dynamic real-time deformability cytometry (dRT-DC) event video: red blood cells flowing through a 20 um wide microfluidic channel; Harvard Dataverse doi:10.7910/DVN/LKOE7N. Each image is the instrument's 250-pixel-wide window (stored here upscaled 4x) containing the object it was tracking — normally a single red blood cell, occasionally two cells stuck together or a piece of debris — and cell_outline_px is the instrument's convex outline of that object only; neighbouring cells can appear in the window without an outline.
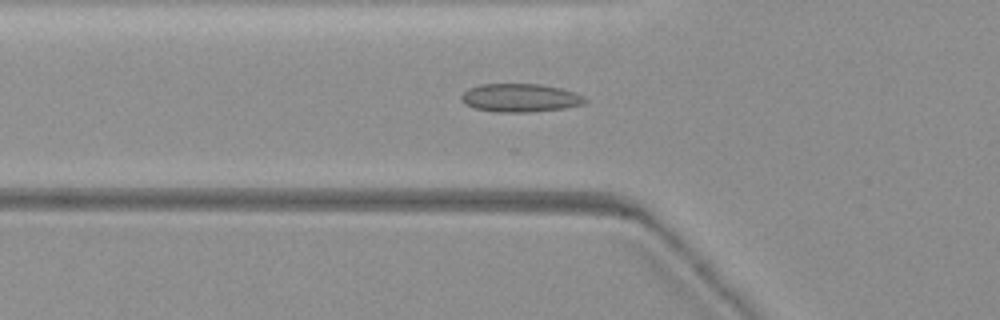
{"species": "common noctule bat (a hibernating species)", "species_latin": "Nyctalus noctula", "temperature_condition": "warm", "stored_images_in_passage": 28, "camera_frame_rate_fps": 3000, "um_per_image_px": 0.085, "animal": {"sex": "female", "body_mass_g": 19.3, "forearm_length_mm": 54.1}, "frame": {"image": 1, "passage_image": 14, "time_ms": 4.333, "image_size_px": [1000, 320], "cell_outline_px": [[588, 100], [584, 104], [564, 108], [532, 112], [496, 112], [472, 108], [464, 104], [460, 100], [460, 96], [468, 88], [480, 84], [540, 84], [560, 88], [576, 92], [584, 96]], "centroid_in_image_um": [44.2, 8.32], "position_along_channel_um": 81.6, "area_um2": 20.69}}
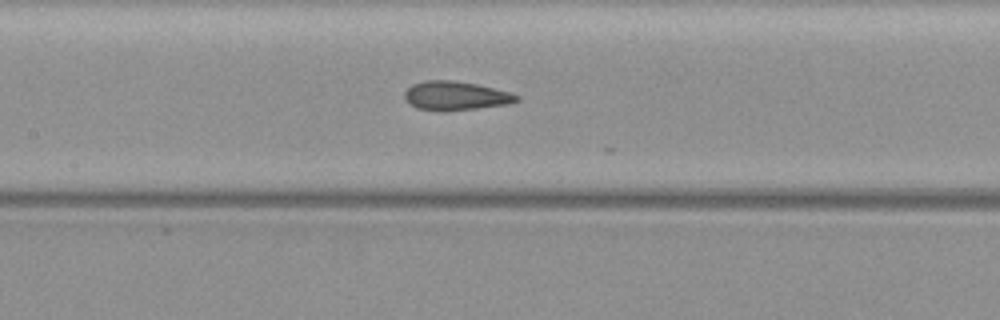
{"frame": {"image": 2, "passage_image": 23, "time_ms": 7.333, "image_size_px": [1000, 320], "cell_outline_px": [[520, 100], [508, 104], [480, 108], [444, 112], [436, 112], [416, 108], [408, 104], [404, 96], [404, 92], [412, 84], [424, 80], [452, 80], [476, 84], [508, 92], [520, 96]], "centroid_in_image_um": [38.68, 8.16], "position_along_channel_um": 168.7, "area_um2": 19.19}}
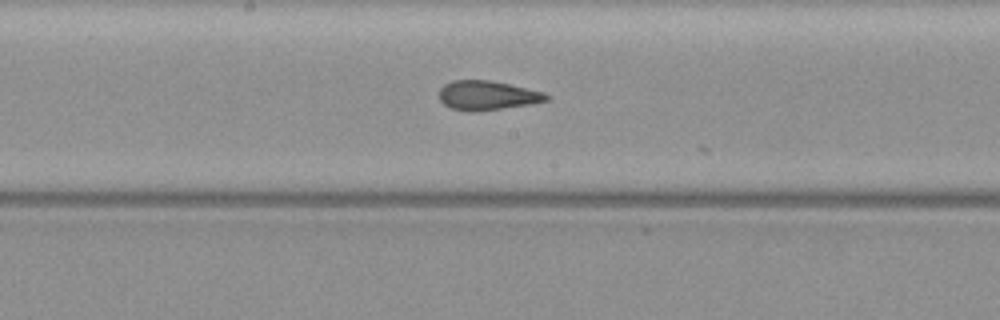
{"frame": {"image": 3, "passage_image": 27, "time_ms": 8.667, "image_size_px": [1000, 320], "cell_outline_px": [[552, 96], [548, 100], [532, 104], [472, 112], [468, 112], [448, 108], [440, 100], [440, 88], [444, 84], [452, 80], [488, 80], [508, 84], [544, 92]], "centroid_in_image_um": [41.41, 8.12], "position_along_channel_um": 206.8, "area_um2": 18.38}}